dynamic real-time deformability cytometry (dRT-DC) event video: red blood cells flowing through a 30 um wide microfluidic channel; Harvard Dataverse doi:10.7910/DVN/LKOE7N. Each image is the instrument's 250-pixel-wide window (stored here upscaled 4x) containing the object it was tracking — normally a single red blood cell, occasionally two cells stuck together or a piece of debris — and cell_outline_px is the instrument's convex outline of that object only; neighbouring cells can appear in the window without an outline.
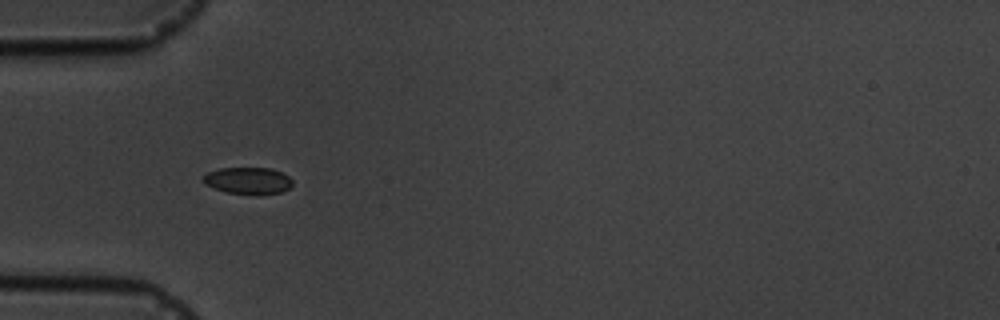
{"species": "common noctule bat (a hibernating species)", "species_latin": "Nyctalus noctula", "temperature_condition": "cold", "stored_images_in_passage": 3, "camera_frame_rate_fps": 3000, "um_per_image_px": 0.085, "animal": {"sex": "male", "body_mass_g": 19.5, "forearm_length_mm": 54.6}, "frame": {"image": 1, "passage_image": 2, "time_ms": 1.0, "image_size_px": [1000, 320], "cell_outline_px": [[292, 184], [288, 188], [280, 192], [256, 196], [224, 192], [204, 184], [200, 180], [208, 172], [220, 168], [272, 168], [288, 176], [292, 180]], "centroid_in_image_um": [21.05, 15.37], "position_along_channel_um": 64.0, "area_um2": 14.22}}
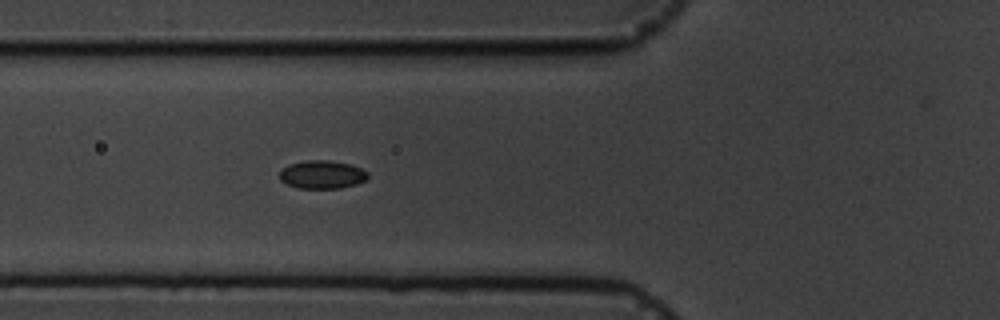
{"frame": {"image": 2, "passage_image": 3, "time_ms": 2.0, "image_size_px": [1000, 320], "cell_outline_px": [[368, 176], [364, 180], [356, 184], [340, 188], [300, 188], [288, 184], [280, 180], [280, 172], [288, 164], [304, 160], [328, 160], [352, 164], [368, 172]], "centroid_in_image_um": [27.38, 14.82], "position_along_channel_um": 98.4, "area_um2": 14.45}}